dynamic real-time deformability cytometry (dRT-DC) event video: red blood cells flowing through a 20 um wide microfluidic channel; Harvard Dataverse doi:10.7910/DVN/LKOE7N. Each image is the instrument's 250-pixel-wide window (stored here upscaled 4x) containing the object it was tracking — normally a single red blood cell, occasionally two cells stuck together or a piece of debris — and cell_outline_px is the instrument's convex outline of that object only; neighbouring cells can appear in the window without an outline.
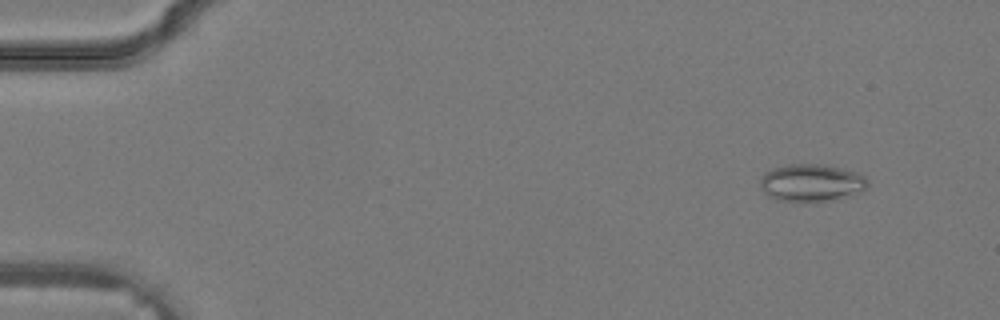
{"species": "common noctule bat (a hibernating species)", "species_latin": "Nyctalus noctula", "temperature_condition": "warm", "stored_images_in_passage": 36, "camera_frame_rate_fps": 3000, "um_per_image_px": 0.085, "animal": {"sex": "male", "body_mass_g": 19.2, "forearm_length_mm": 51.8}, "frame": {"image": 1, "passage_image": 4, "time_ms": 1.0, "image_size_px": [1000, 320], "cell_outline_px": [[868, 184], [860, 192], [852, 196], [812, 204], [800, 204], [776, 200], [768, 196], [764, 192], [760, 184], [760, 180], [764, 172], [772, 168], [788, 164], [824, 164], [856, 172], [864, 176]], "centroid_in_image_um": [68.93, 15.58], "position_along_channel_um": 16.1, "area_um2": 24.22}}
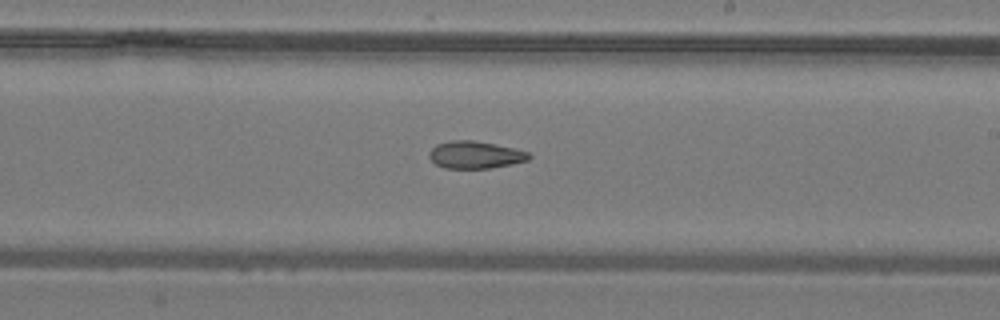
{"frame": {"image": 2, "passage_image": 22, "time_ms": 7.0, "image_size_px": [1000, 320], "cell_outline_px": [[532, 156], [528, 160], [512, 164], [492, 168], [444, 168], [436, 164], [428, 156], [428, 152], [436, 144], [452, 140], [472, 140], [512, 148], [528, 152]], "centroid_in_image_um": [40.37, 13.16], "position_along_channel_um": 248.6, "area_um2": 15.78}}
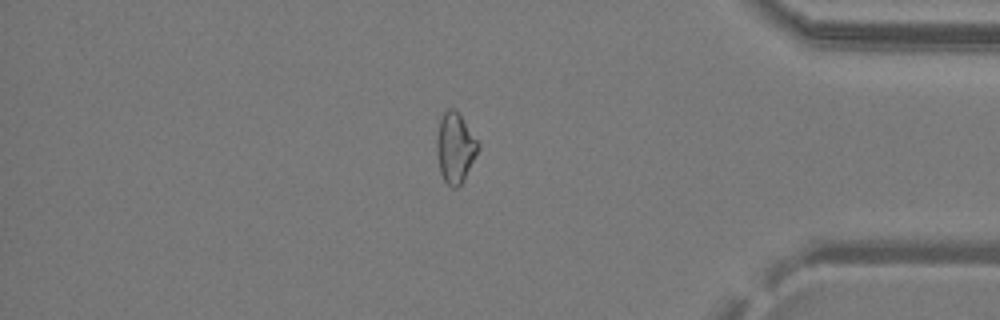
{"frame": {"image": 3, "passage_image": 31, "time_ms": 10.0, "image_size_px": [1000, 320], "cell_outline_px": [[480, 148], [464, 180], [456, 188], [452, 188], [444, 180], [440, 172], [436, 152], [436, 140], [440, 120], [444, 112], [448, 108], [452, 108], [460, 116], [480, 144]], "centroid_in_image_um": [38.68, 12.6], "position_along_channel_um": 396.5, "area_um2": 16.76}}